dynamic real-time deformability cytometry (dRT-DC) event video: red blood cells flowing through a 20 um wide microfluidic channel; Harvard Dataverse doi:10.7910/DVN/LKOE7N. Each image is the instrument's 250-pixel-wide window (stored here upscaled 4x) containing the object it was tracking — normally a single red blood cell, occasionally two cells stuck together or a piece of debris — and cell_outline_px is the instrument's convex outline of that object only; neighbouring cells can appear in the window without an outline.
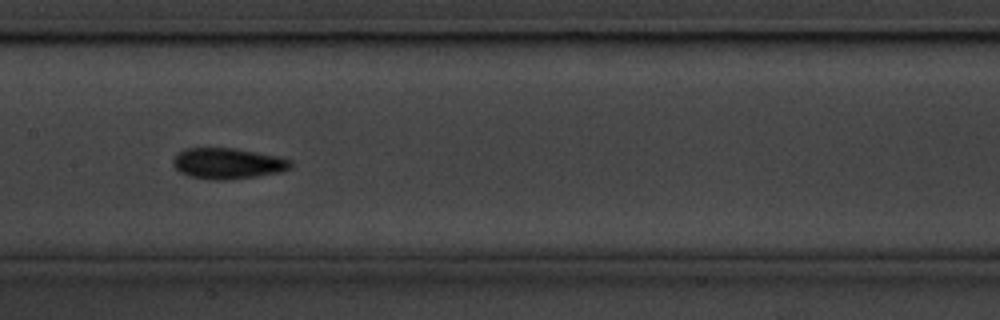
{"species": "common noctule bat (a hibernating species)", "species_latin": "Nyctalus noctula", "temperature_condition": "cold", "stored_images_in_passage": 10, "camera_frame_rate_fps": 3000, "um_per_image_px": 0.085, "animal": {"sex": "male", "body_mass_g": 20.1, "forearm_length_mm": 53.5}, "frame": {"image": 1, "passage_image": 6, "time_ms": 1.667, "image_size_px": [1000, 320], "cell_outline_px": [[292, 168], [280, 172], [256, 176], [220, 180], [216, 180], [188, 176], [180, 172], [172, 164], [172, 160], [184, 148], [236, 148], [276, 156], [292, 160]], "centroid_in_image_um": [19.36, 13.89], "position_along_channel_um": 188.0, "area_um2": 21.04}}
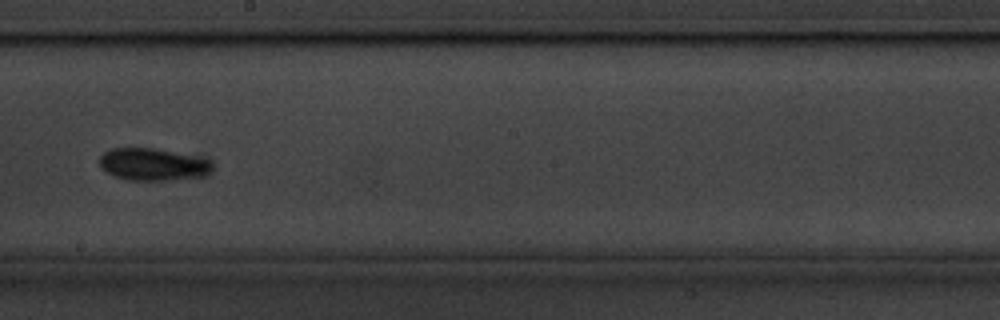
{"frame": {"image": 2, "passage_image": 7, "time_ms": 2.0, "image_size_px": [1000, 320], "cell_outline_px": [[216, 164], [204, 176], [168, 180], [128, 180], [116, 176], [100, 168], [100, 156], [104, 152], [112, 148], [152, 148], [212, 160]], "centroid_in_image_um": [13.01, 13.98], "position_along_channel_um": 235.2, "area_um2": 21.04}}